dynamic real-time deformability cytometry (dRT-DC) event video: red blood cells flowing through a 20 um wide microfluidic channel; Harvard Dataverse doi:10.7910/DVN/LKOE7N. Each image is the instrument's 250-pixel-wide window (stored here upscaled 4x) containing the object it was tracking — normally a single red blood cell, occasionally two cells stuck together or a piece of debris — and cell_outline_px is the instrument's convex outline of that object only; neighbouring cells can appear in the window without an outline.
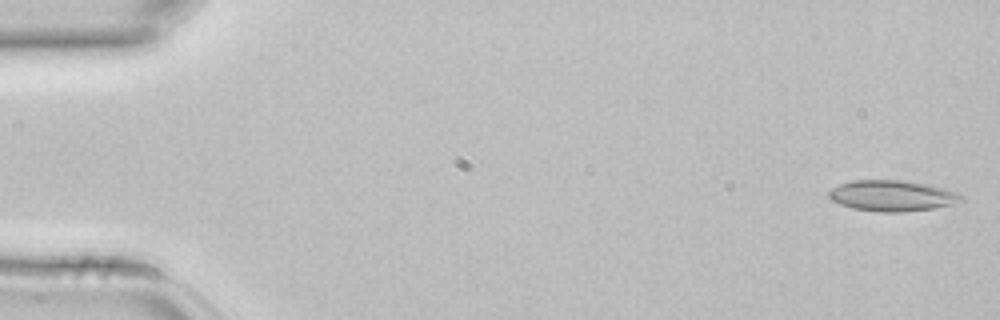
{"species": "common noctule bat (a hibernating species)", "species_latin": "Nyctalus noctula", "temperature_condition": "room temperature", "stored_images_in_passage": 3, "camera_frame_rate_fps": 3000, "um_per_image_px": 0.085, "animal": {"sex": "female", "body_mass_g": 22.7, "forearm_length_mm": 54.2}, "frame": {"image": 1, "passage_image": 1, "time_ms": 0.0, "image_size_px": [1000, 320], "cell_outline_px": [[964, 200], [952, 204], [936, 208], [904, 212], [876, 212], [852, 208], [840, 204], [832, 200], [828, 196], [828, 192], [832, 188], [840, 184], [852, 180], [908, 180], [928, 184], [944, 188], [956, 192], [964, 196]], "centroid_in_image_um": [75.85, 16.64], "position_along_channel_um": 9.1, "area_um2": 24.1}}